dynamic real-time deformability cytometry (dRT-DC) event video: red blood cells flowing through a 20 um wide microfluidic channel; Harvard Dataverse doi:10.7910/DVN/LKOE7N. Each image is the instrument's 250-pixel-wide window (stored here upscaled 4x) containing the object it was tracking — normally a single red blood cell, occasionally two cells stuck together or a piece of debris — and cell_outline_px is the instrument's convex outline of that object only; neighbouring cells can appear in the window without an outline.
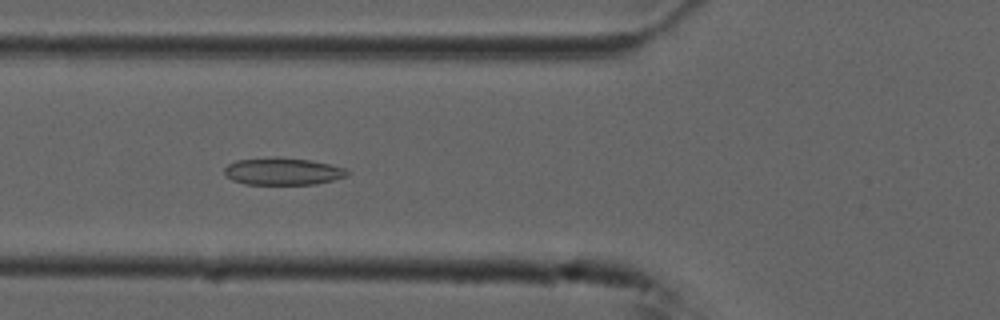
{"species": "common noctule bat (a hibernating species)", "species_latin": "Nyctalus noctula", "temperature_condition": "cold", "stored_images_in_passage": 38, "camera_frame_rate_fps": 3000, "um_per_image_px": 0.085, "animal": {"sex": "male", "forearm_length_mm": 52.5}, "frame": {"image": 1, "passage_image": 10, "time_ms": 3.0, "image_size_px": [1000, 320], "cell_outline_px": [[348, 176], [316, 184], [244, 184], [232, 180], [224, 172], [224, 168], [228, 164], [236, 160], [276, 156], [312, 160], [344, 168], [348, 172]], "centroid_in_image_um": [24.01, 14.55], "position_along_channel_um": 101.8, "area_um2": 19.54}}
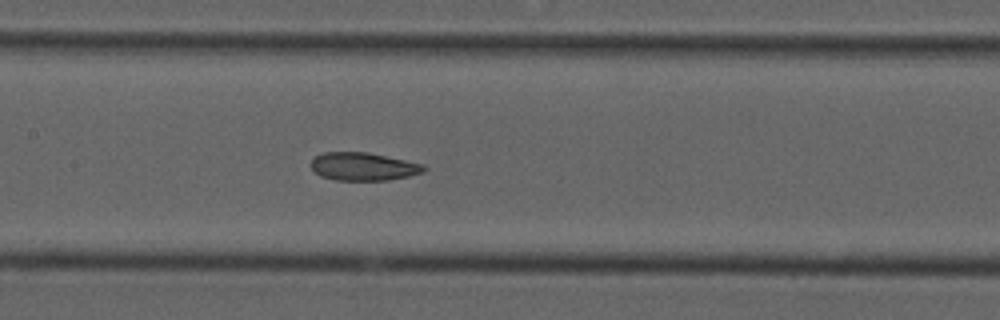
{"frame": {"image": 2, "passage_image": 16, "time_ms": 5.0, "image_size_px": [1000, 320], "cell_outline_px": [[428, 168], [424, 172], [408, 176], [388, 180], [336, 180], [320, 176], [312, 168], [312, 160], [316, 156], [324, 152], [368, 152], [424, 164]], "centroid_in_image_um": [30.92, 14.15], "position_along_channel_um": 176.5, "area_um2": 18.38}}
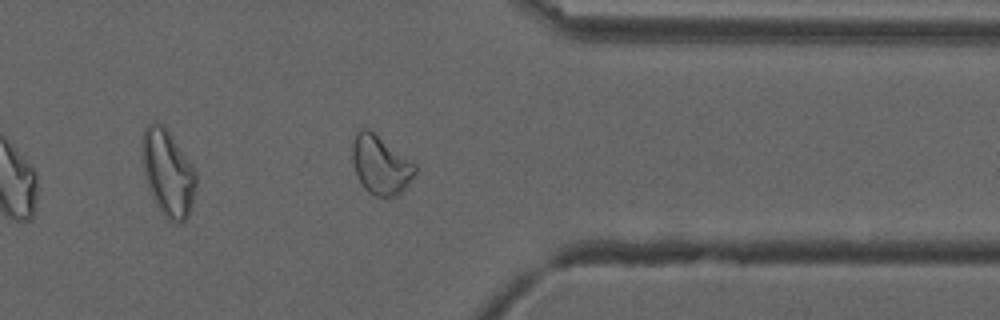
{"frame": {"image": 3, "passage_image": 33, "time_ms": 10.667, "image_size_px": [1000, 320], "cell_outline_px": [[416, 172], [408, 184], [396, 196], [376, 196], [368, 192], [364, 188], [356, 176], [352, 160], [352, 140], [356, 132], [360, 128], [368, 128], [416, 164]], "centroid_in_image_um": [32.31, 14.0], "position_along_channel_um": 379.1, "area_um2": 21.44}, "authors_computed_cell_mechanics": {"area_um2": 19.4786, "velocity_mm_per_s": 3.7091, "shape_relaxation_time_tau1_ms": null, "shape_relaxation_time_tau2_ms": 2.6387, "deformation_change_tau1": null, "deformation_change_tau2": 0.0947}}